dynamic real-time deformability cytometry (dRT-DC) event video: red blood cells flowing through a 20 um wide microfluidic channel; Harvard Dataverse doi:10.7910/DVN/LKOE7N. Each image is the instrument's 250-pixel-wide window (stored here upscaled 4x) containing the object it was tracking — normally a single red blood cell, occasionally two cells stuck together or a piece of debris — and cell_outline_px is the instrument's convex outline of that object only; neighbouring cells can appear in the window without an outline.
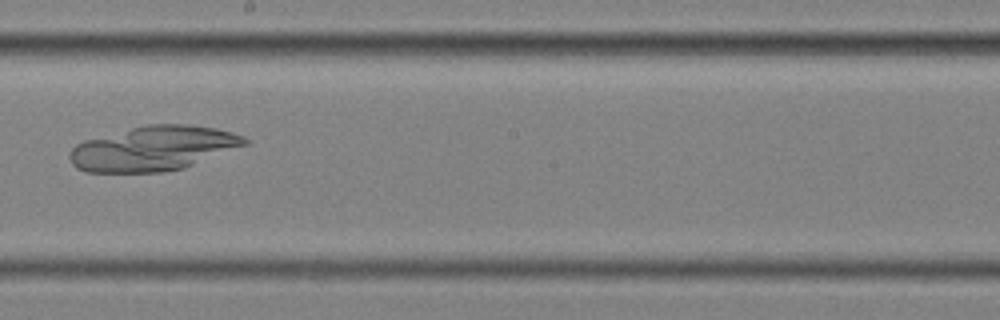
{"species": "common noctule bat (a hibernating species)", "species_latin": "Nyctalus noctula", "temperature_condition": "cold", "stored_images_in_passage": 12, "camera_frame_rate_fps": 3000, "um_per_image_px": 0.085, "animal": {"sex": "female", "body_mass_g": 25.1}, "frame": {"image": 1, "passage_image": 6, "time_ms": 1.667, "image_size_px": [1000, 320], "cell_outline_px": [[252, 140], [248, 144], [184, 168], [164, 172], [84, 172], [76, 168], [72, 164], [68, 156], [72, 148], [76, 144], [84, 140], [148, 124], [184, 124], [216, 128], [232, 132], [244, 136]], "centroid_in_image_um": [13.05, 12.62], "position_along_channel_um": 235.1, "area_um2": 45.6}}
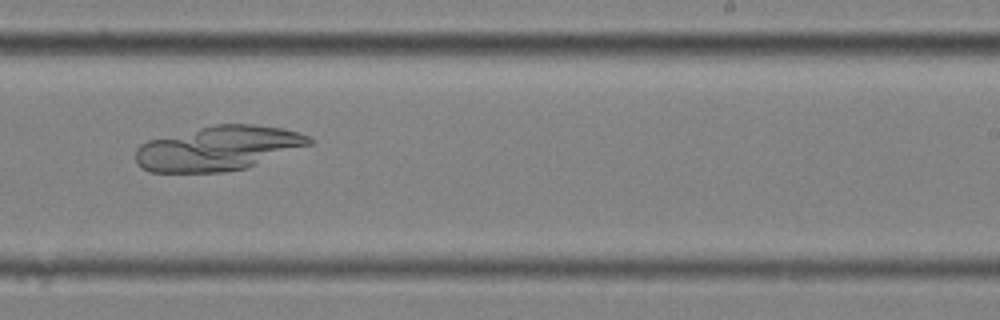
{"frame": {"image": 2, "passage_image": 7, "time_ms": 2.0, "image_size_px": [1000, 320], "cell_outline_px": [[316, 140], [312, 144], [244, 168], [224, 172], [148, 172], [140, 168], [136, 164], [136, 148], [140, 144], [148, 140], [212, 124], [252, 124], [280, 128], [296, 132], [308, 136]], "centroid_in_image_um": [18.5, 12.6], "position_along_channel_um": 270.5, "area_um2": 44.97}}